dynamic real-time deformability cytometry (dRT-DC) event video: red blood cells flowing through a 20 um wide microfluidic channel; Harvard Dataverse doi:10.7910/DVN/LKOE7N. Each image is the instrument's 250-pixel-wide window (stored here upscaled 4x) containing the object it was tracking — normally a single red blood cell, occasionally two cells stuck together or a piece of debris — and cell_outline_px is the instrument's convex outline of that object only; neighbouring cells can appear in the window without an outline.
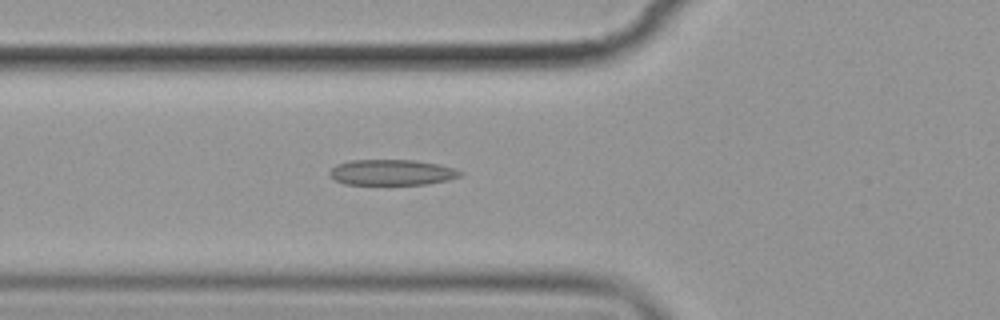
{"species": "common noctule bat (a hibernating species)", "species_latin": "Nyctalus noctula", "temperature_condition": "cold", "stored_images_in_passage": 5, "camera_frame_rate_fps": 3000, "um_per_image_px": 0.085, "animal": {"sex": "female", "body_mass_g": 19.9}, "frame": {"image": 1, "passage_image": 5, "time_ms": 5.667, "image_size_px": [1000, 320], "cell_outline_px": [[464, 176], [448, 180], [428, 184], [344, 184], [328, 176], [328, 172], [336, 164], [352, 160], [412, 160], [436, 164], [452, 168], [464, 172]], "centroid_in_image_um": [33.3, 14.66], "position_along_channel_um": 92.5, "area_um2": 19.54}}